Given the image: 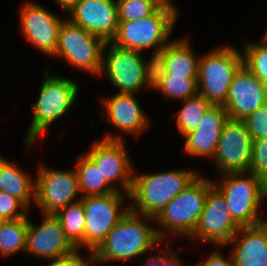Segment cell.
Wrapping results in <instances>:
<instances>
[{
	"mask_svg": "<svg viewBox=\"0 0 267 266\" xmlns=\"http://www.w3.org/2000/svg\"><path fill=\"white\" fill-rule=\"evenodd\" d=\"M155 219L128 211L92 252L103 264L110 261H128L154 249L162 243L157 227L150 225Z\"/></svg>",
	"mask_w": 267,
	"mask_h": 266,
	"instance_id": "obj_1",
	"label": "cell"
},
{
	"mask_svg": "<svg viewBox=\"0 0 267 266\" xmlns=\"http://www.w3.org/2000/svg\"><path fill=\"white\" fill-rule=\"evenodd\" d=\"M133 175L129 199L130 211L156 218L166 205L200 174L192 169L167 170Z\"/></svg>",
	"mask_w": 267,
	"mask_h": 266,
	"instance_id": "obj_2",
	"label": "cell"
},
{
	"mask_svg": "<svg viewBox=\"0 0 267 266\" xmlns=\"http://www.w3.org/2000/svg\"><path fill=\"white\" fill-rule=\"evenodd\" d=\"M173 1L165 0L152 14L134 21H119L111 43L119 48L143 52L149 48L162 50L171 40L178 18Z\"/></svg>",
	"mask_w": 267,
	"mask_h": 266,
	"instance_id": "obj_3",
	"label": "cell"
},
{
	"mask_svg": "<svg viewBox=\"0 0 267 266\" xmlns=\"http://www.w3.org/2000/svg\"><path fill=\"white\" fill-rule=\"evenodd\" d=\"M47 71H43L38 101L32 105L34 115L24 142L27 149L33 146L37 138L44 137V132L53 122L74 108L78 97L79 83Z\"/></svg>",
	"mask_w": 267,
	"mask_h": 266,
	"instance_id": "obj_4",
	"label": "cell"
},
{
	"mask_svg": "<svg viewBox=\"0 0 267 266\" xmlns=\"http://www.w3.org/2000/svg\"><path fill=\"white\" fill-rule=\"evenodd\" d=\"M221 182L212 181L223 195L233 220L240 226H255L267 219L259 217L263 200L267 199V184L252 172L221 174Z\"/></svg>",
	"mask_w": 267,
	"mask_h": 266,
	"instance_id": "obj_5",
	"label": "cell"
},
{
	"mask_svg": "<svg viewBox=\"0 0 267 266\" xmlns=\"http://www.w3.org/2000/svg\"><path fill=\"white\" fill-rule=\"evenodd\" d=\"M213 186L212 179L200 174L182 192L175 196L155 218L160 227L157 234L162 241L167 240V233L189 238L196 229L204 204Z\"/></svg>",
	"mask_w": 267,
	"mask_h": 266,
	"instance_id": "obj_6",
	"label": "cell"
},
{
	"mask_svg": "<svg viewBox=\"0 0 267 266\" xmlns=\"http://www.w3.org/2000/svg\"><path fill=\"white\" fill-rule=\"evenodd\" d=\"M242 66V53L232 45H222L205 55H200L197 76L198 94L212 105H223L232 80Z\"/></svg>",
	"mask_w": 267,
	"mask_h": 266,
	"instance_id": "obj_7",
	"label": "cell"
},
{
	"mask_svg": "<svg viewBox=\"0 0 267 266\" xmlns=\"http://www.w3.org/2000/svg\"><path fill=\"white\" fill-rule=\"evenodd\" d=\"M123 136L109 133L93 141L84 152L100 169L103 178L117 191L128 196L132 188L134 168L127 153ZM119 182V183H117ZM120 186L119 188L116 187Z\"/></svg>",
	"mask_w": 267,
	"mask_h": 266,
	"instance_id": "obj_8",
	"label": "cell"
},
{
	"mask_svg": "<svg viewBox=\"0 0 267 266\" xmlns=\"http://www.w3.org/2000/svg\"><path fill=\"white\" fill-rule=\"evenodd\" d=\"M104 43L101 38L69 19H64L59 30L58 45L52 56L63 57L74 68L99 76Z\"/></svg>",
	"mask_w": 267,
	"mask_h": 266,
	"instance_id": "obj_9",
	"label": "cell"
},
{
	"mask_svg": "<svg viewBox=\"0 0 267 266\" xmlns=\"http://www.w3.org/2000/svg\"><path fill=\"white\" fill-rule=\"evenodd\" d=\"M108 48V49H107ZM107 49V50H106ZM107 51V55L104 53ZM143 52L119 48L111 42L102 47L101 70L118 93L137 94L146 87Z\"/></svg>",
	"mask_w": 267,
	"mask_h": 266,
	"instance_id": "obj_10",
	"label": "cell"
},
{
	"mask_svg": "<svg viewBox=\"0 0 267 266\" xmlns=\"http://www.w3.org/2000/svg\"><path fill=\"white\" fill-rule=\"evenodd\" d=\"M125 193L116 191L103 196L80 197L85 212V249L92 253L130 207L123 206ZM124 200V201H123Z\"/></svg>",
	"mask_w": 267,
	"mask_h": 266,
	"instance_id": "obj_11",
	"label": "cell"
},
{
	"mask_svg": "<svg viewBox=\"0 0 267 266\" xmlns=\"http://www.w3.org/2000/svg\"><path fill=\"white\" fill-rule=\"evenodd\" d=\"M35 179V205L41 214H55L59 209L74 203L81 196L75 168L55 170L40 165Z\"/></svg>",
	"mask_w": 267,
	"mask_h": 266,
	"instance_id": "obj_12",
	"label": "cell"
},
{
	"mask_svg": "<svg viewBox=\"0 0 267 266\" xmlns=\"http://www.w3.org/2000/svg\"><path fill=\"white\" fill-rule=\"evenodd\" d=\"M252 141L243 120L228 119L213 157L219 173L246 172L253 153Z\"/></svg>",
	"mask_w": 267,
	"mask_h": 266,
	"instance_id": "obj_13",
	"label": "cell"
},
{
	"mask_svg": "<svg viewBox=\"0 0 267 266\" xmlns=\"http://www.w3.org/2000/svg\"><path fill=\"white\" fill-rule=\"evenodd\" d=\"M241 227L233 220L223 195L209 189L198 225L189 238L224 247Z\"/></svg>",
	"mask_w": 267,
	"mask_h": 266,
	"instance_id": "obj_14",
	"label": "cell"
},
{
	"mask_svg": "<svg viewBox=\"0 0 267 266\" xmlns=\"http://www.w3.org/2000/svg\"><path fill=\"white\" fill-rule=\"evenodd\" d=\"M63 20L33 1H26L20 9V26L25 39L41 53L50 57L57 48Z\"/></svg>",
	"mask_w": 267,
	"mask_h": 266,
	"instance_id": "obj_15",
	"label": "cell"
},
{
	"mask_svg": "<svg viewBox=\"0 0 267 266\" xmlns=\"http://www.w3.org/2000/svg\"><path fill=\"white\" fill-rule=\"evenodd\" d=\"M66 13L72 23L104 42H111L117 32L119 21L116 0H78Z\"/></svg>",
	"mask_w": 267,
	"mask_h": 266,
	"instance_id": "obj_16",
	"label": "cell"
},
{
	"mask_svg": "<svg viewBox=\"0 0 267 266\" xmlns=\"http://www.w3.org/2000/svg\"><path fill=\"white\" fill-rule=\"evenodd\" d=\"M40 225L28 219L25 253L49 259L61 258L77 249L66 238L59 219L54 214H44Z\"/></svg>",
	"mask_w": 267,
	"mask_h": 266,
	"instance_id": "obj_17",
	"label": "cell"
},
{
	"mask_svg": "<svg viewBox=\"0 0 267 266\" xmlns=\"http://www.w3.org/2000/svg\"><path fill=\"white\" fill-rule=\"evenodd\" d=\"M267 102V85L244 65L235 74L223 104L229 119L244 120Z\"/></svg>",
	"mask_w": 267,
	"mask_h": 266,
	"instance_id": "obj_18",
	"label": "cell"
},
{
	"mask_svg": "<svg viewBox=\"0 0 267 266\" xmlns=\"http://www.w3.org/2000/svg\"><path fill=\"white\" fill-rule=\"evenodd\" d=\"M229 116L223 105H212L197 129L184 136V152L188 156L213 159L221 131Z\"/></svg>",
	"mask_w": 267,
	"mask_h": 266,
	"instance_id": "obj_19",
	"label": "cell"
},
{
	"mask_svg": "<svg viewBox=\"0 0 267 266\" xmlns=\"http://www.w3.org/2000/svg\"><path fill=\"white\" fill-rule=\"evenodd\" d=\"M133 93H116L102 99L106 119L109 123L134 137L146 131L149 123L148 116L140 107Z\"/></svg>",
	"mask_w": 267,
	"mask_h": 266,
	"instance_id": "obj_20",
	"label": "cell"
},
{
	"mask_svg": "<svg viewBox=\"0 0 267 266\" xmlns=\"http://www.w3.org/2000/svg\"><path fill=\"white\" fill-rule=\"evenodd\" d=\"M230 245L234 266H267V220L241 227L224 247Z\"/></svg>",
	"mask_w": 267,
	"mask_h": 266,
	"instance_id": "obj_21",
	"label": "cell"
},
{
	"mask_svg": "<svg viewBox=\"0 0 267 266\" xmlns=\"http://www.w3.org/2000/svg\"><path fill=\"white\" fill-rule=\"evenodd\" d=\"M35 182L26 171L0 155V191L20 200L29 209L31 203L35 204Z\"/></svg>",
	"mask_w": 267,
	"mask_h": 266,
	"instance_id": "obj_22",
	"label": "cell"
},
{
	"mask_svg": "<svg viewBox=\"0 0 267 266\" xmlns=\"http://www.w3.org/2000/svg\"><path fill=\"white\" fill-rule=\"evenodd\" d=\"M162 51L165 53V77L197 78L200 57L195 55L188 38L171 40Z\"/></svg>",
	"mask_w": 267,
	"mask_h": 266,
	"instance_id": "obj_23",
	"label": "cell"
},
{
	"mask_svg": "<svg viewBox=\"0 0 267 266\" xmlns=\"http://www.w3.org/2000/svg\"><path fill=\"white\" fill-rule=\"evenodd\" d=\"M74 168L81 197L103 196L117 191L103 178L100 169L85 153L75 159Z\"/></svg>",
	"mask_w": 267,
	"mask_h": 266,
	"instance_id": "obj_24",
	"label": "cell"
},
{
	"mask_svg": "<svg viewBox=\"0 0 267 266\" xmlns=\"http://www.w3.org/2000/svg\"><path fill=\"white\" fill-rule=\"evenodd\" d=\"M60 221L66 238L78 250L85 247V212L81 200L59 209L54 214Z\"/></svg>",
	"mask_w": 267,
	"mask_h": 266,
	"instance_id": "obj_25",
	"label": "cell"
},
{
	"mask_svg": "<svg viewBox=\"0 0 267 266\" xmlns=\"http://www.w3.org/2000/svg\"><path fill=\"white\" fill-rule=\"evenodd\" d=\"M28 217L17 220L0 221V255L9 257L25 252Z\"/></svg>",
	"mask_w": 267,
	"mask_h": 266,
	"instance_id": "obj_26",
	"label": "cell"
},
{
	"mask_svg": "<svg viewBox=\"0 0 267 266\" xmlns=\"http://www.w3.org/2000/svg\"><path fill=\"white\" fill-rule=\"evenodd\" d=\"M182 108L177 113L176 124L183 137L198 128L207 110L212 104L200 94L181 101Z\"/></svg>",
	"mask_w": 267,
	"mask_h": 266,
	"instance_id": "obj_27",
	"label": "cell"
},
{
	"mask_svg": "<svg viewBox=\"0 0 267 266\" xmlns=\"http://www.w3.org/2000/svg\"><path fill=\"white\" fill-rule=\"evenodd\" d=\"M243 65L267 85V42H248L244 47Z\"/></svg>",
	"mask_w": 267,
	"mask_h": 266,
	"instance_id": "obj_28",
	"label": "cell"
},
{
	"mask_svg": "<svg viewBox=\"0 0 267 266\" xmlns=\"http://www.w3.org/2000/svg\"><path fill=\"white\" fill-rule=\"evenodd\" d=\"M167 99L184 101L198 94L197 78L184 76L164 77L161 86L157 89Z\"/></svg>",
	"mask_w": 267,
	"mask_h": 266,
	"instance_id": "obj_29",
	"label": "cell"
},
{
	"mask_svg": "<svg viewBox=\"0 0 267 266\" xmlns=\"http://www.w3.org/2000/svg\"><path fill=\"white\" fill-rule=\"evenodd\" d=\"M118 21H134L152 14L165 0H116Z\"/></svg>",
	"mask_w": 267,
	"mask_h": 266,
	"instance_id": "obj_30",
	"label": "cell"
},
{
	"mask_svg": "<svg viewBox=\"0 0 267 266\" xmlns=\"http://www.w3.org/2000/svg\"><path fill=\"white\" fill-rule=\"evenodd\" d=\"M165 75V53L162 50L156 52L153 51L150 60L145 61L146 87L156 91L161 86Z\"/></svg>",
	"mask_w": 267,
	"mask_h": 266,
	"instance_id": "obj_31",
	"label": "cell"
},
{
	"mask_svg": "<svg viewBox=\"0 0 267 266\" xmlns=\"http://www.w3.org/2000/svg\"><path fill=\"white\" fill-rule=\"evenodd\" d=\"M253 153L246 172H252L267 184V138L255 139Z\"/></svg>",
	"mask_w": 267,
	"mask_h": 266,
	"instance_id": "obj_32",
	"label": "cell"
},
{
	"mask_svg": "<svg viewBox=\"0 0 267 266\" xmlns=\"http://www.w3.org/2000/svg\"><path fill=\"white\" fill-rule=\"evenodd\" d=\"M27 212L28 208L20 200L4 191H0V221L28 217Z\"/></svg>",
	"mask_w": 267,
	"mask_h": 266,
	"instance_id": "obj_33",
	"label": "cell"
},
{
	"mask_svg": "<svg viewBox=\"0 0 267 266\" xmlns=\"http://www.w3.org/2000/svg\"><path fill=\"white\" fill-rule=\"evenodd\" d=\"M252 140L267 138V102L243 120Z\"/></svg>",
	"mask_w": 267,
	"mask_h": 266,
	"instance_id": "obj_34",
	"label": "cell"
},
{
	"mask_svg": "<svg viewBox=\"0 0 267 266\" xmlns=\"http://www.w3.org/2000/svg\"><path fill=\"white\" fill-rule=\"evenodd\" d=\"M195 266H234L231 254L226 258L219 250L212 251L211 254L204 260L200 261Z\"/></svg>",
	"mask_w": 267,
	"mask_h": 266,
	"instance_id": "obj_35",
	"label": "cell"
},
{
	"mask_svg": "<svg viewBox=\"0 0 267 266\" xmlns=\"http://www.w3.org/2000/svg\"><path fill=\"white\" fill-rule=\"evenodd\" d=\"M80 251L77 249L70 255L51 259L47 266H82L84 255L82 256Z\"/></svg>",
	"mask_w": 267,
	"mask_h": 266,
	"instance_id": "obj_36",
	"label": "cell"
},
{
	"mask_svg": "<svg viewBox=\"0 0 267 266\" xmlns=\"http://www.w3.org/2000/svg\"><path fill=\"white\" fill-rule=\"evenodd\" d=\"M168 245L165 248H160V266H181L179 256L171 248L169 249Z\"/></svg>",
	"mask_w": 267,
	"mask_h": 266,
	"instance_id": "obj_37",
	"label": "cell"
},
{
	"mask_svg": "<svg viewBox=\"0 0 267 266\" xmlns=\"http://www.w3.org/2000/svg\"><path fill=\"white\" fill-rule=\"evenodd\" d=\"M89 257L83 258L82 266H102L99 265L103 263L99 258H97L93 253H89Z\"/></svg>",
	"mask_w": 267,
	"mask_h": 266,
	"instance_id": "obj_38",
	"label": "cell"
},
{
	"mask_svg": "<svg viewBox=\"0 0 267 266\" xmlns=\"http://www.w3.org/2000/svg\"><path fill=\"white\" fill-rule=\"evenodd\" d=\"M65 12L78 0H54Z\"/></svg>",
	"mask_w": 267,
	"mask_h": 266,
	"instance_id": "obj_39",
	"label": "cell"
},
{
	"mask_svg": "<svg viewBox=\"0 0 267 266\" xmlns=\"http://www.w3.org/2000/svg\"><path fill=\"white\" fill-rule=\"evenodd\" d=\"M145 266H160V254L149 256L145 261Z\"/></svg>",
	"mask_w": 267,
	"mask_h": 266,
	"instance_id": "obj_40",
	"label": "cell"
},
{
	"mask_svg": "<svg viewBox=\"0 0 267 266\" xmlns=\"http://www.w3.org/2000/svg\"><path fill=\"white\" fill-rule=\"evenodd\" d=\"M266 33L264 34V36H263V40L265 41V42H267V31H265Z\"/></svg>",
	"mask_w": 267,
	"mask_h": 266,
	"instance_id": "obj_41",
	"label": "cell"
}]
</instances>
